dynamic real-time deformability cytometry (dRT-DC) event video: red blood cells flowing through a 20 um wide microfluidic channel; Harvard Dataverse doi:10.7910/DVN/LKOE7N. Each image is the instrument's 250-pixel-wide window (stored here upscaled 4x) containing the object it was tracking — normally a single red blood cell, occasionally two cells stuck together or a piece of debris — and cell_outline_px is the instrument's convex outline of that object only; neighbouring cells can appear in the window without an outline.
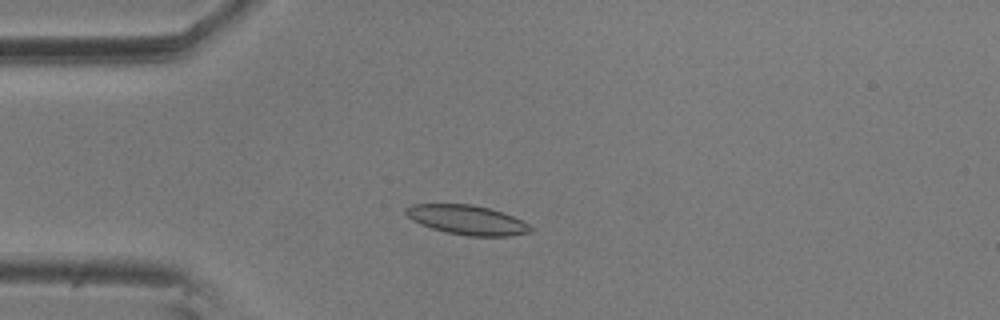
{"species": "common noctule bat (a hibernating species)", "species_latin": "Nyctalus noctula", "temperature_condition": "room temperature", "stored_images_in_passage": 7, "camera_frame_rate_fps": 3000, "um_per_image_px": 0.085, "animal": {"sex": "male", "body_mass_g": 20.5, "forearm_length_mm": 52.5}, "frame": {"image": 1, "passage_image": 5, "time_ms": 1.333, "image_size_px": [1000, 320], "cell_outline_px": [[536, 228], [532, 232], [508, 236], [468, 236], [448, 232], [432, 228], [420, 224], [412, 220], [404, 212], [404, 208], [412, 204], [472, 204], [488, 208], [512, 216]], "centroid_in_image_um": [39.7, 18.69], "position_along_channel_um": 45.3, "area_um2": 21.33}}
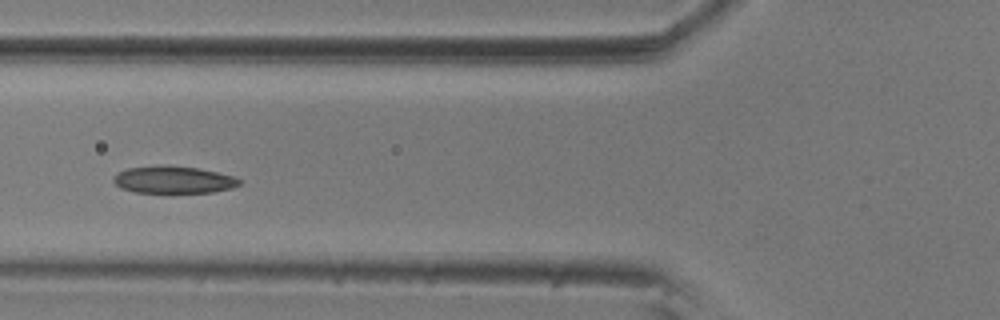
{"frame": {"image": 2, "passage_image": 7, "time_ms": 2.0, "image_size_px": [1000, 320], "cell_outline_px": [[240, 184], [232, 188], [212, 192], [136, 192], [120, 188], [112, 180], [120, 172], [128, 168], [168, 164], [196, 168], [216, 172], [232, 176], [240, 180]], "centroid_in_image_um": [14.74, 15.27], "position_along_channel_um": 111.1, "area_um2": 19.71}}